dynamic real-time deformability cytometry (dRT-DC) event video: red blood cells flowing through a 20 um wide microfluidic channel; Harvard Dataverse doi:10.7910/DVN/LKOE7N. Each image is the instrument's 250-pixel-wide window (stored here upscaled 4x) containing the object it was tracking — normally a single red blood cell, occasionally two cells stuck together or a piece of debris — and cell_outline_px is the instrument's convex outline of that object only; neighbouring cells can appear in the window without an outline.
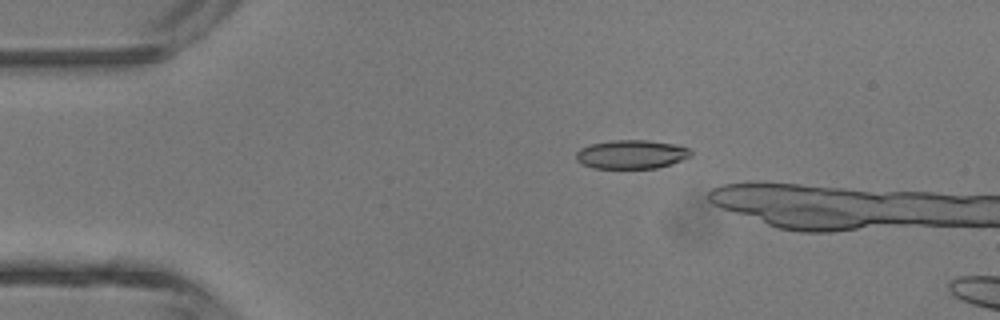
{"species": "common noctule bat (a hibernating species)", "species_latin": "Nyctalus noctula", "temperature_condition": "room temperature", "stored_images_in_passage": 4, "camera_frame_rate_fps": 3000, "um_per_image_px": 0.085, "animal": {"sex": "male", "body_mass_g": 13.3}, "frame": {"image": 1, "passage_image": 3, "time_ms": 2.333, "image_size_px": [1000, 320], "cell_outline_px": [[692, 156], [656, 168], [592, 168], [580, 164], [576, 160], [576, 152], [580, 148], [592, 144], [612, 140], [648, 140], [672, 144], [688, 148], [692, 152]], "centroid_in_image_um": [53.62, 13.12], "position_along_channel_um": 31.4, "area_um2": 19.13}}